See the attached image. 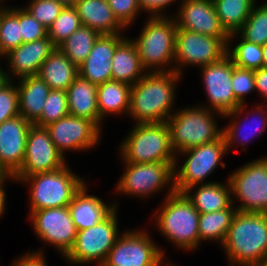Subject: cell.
Wrapping results in <instances>:
<instances>
[{
    "instance_id": "cell-1",
    "label": "cell",
    "mask_w": 267,
    "mask_h": 266,
    "mask_svg": "<svg viewBox=\"0 0 267 266\" xmlns=\"http://www.w3.org/2000/svg\"><path fill=\"white\" fill-rule=\"evenodd\" d=\"M181 75L176 71L147 72L132 87L128 115L134 123H161L176 111L175 90Z\"/></svg>"
},
{
    "instance_id": "cell-2",
    "label": "cell",
    "mask_w": 267,
    "mask_h": 266,
    "mask_svg": "<svg viewBox=\"0 0 267 266\" xmlns=\"http://www.w3.org/2000/svg\"><path fill=\"white\" fill-rule=\"evenodd\" d=\"M222 246L230 266H255L267 253V214L237 211Z\"/></svg>"
},
{
    "instance_id": "cell-3",
    "label": "cell",
    "mask_w": 267,
    "mask_h": 266,
    "mask_svg": "<svg viewBox=\"0 0 267 266\" xmlns=\"http://www.w3.org/2000/svg\"><path fill=\"white\" fill-rule=\"evenodd\" d=\"M164 200L155 212L157 230L178 249L197 250L200 213L184 193L168 190Z\"/></svg>"
},
{
    "instance_id": "cell-4",
    "label": "cell",
    "mask_w": 267,
    "mask_h": 266,
    "mask_svg": "<svg viewBox=\"0 0 267 266\" xmlns=\"http://www.w3.org/2000/svg\"><path fill=\"white\" fill-rule=\"evenodd\" d=\"M177 24L173 16H149L135 43L146 72L174 71Z\"/></svg>"
},
{
    "instance_id": "cell-5",
    "label": "cell",
    "mask_w": 267,
    "mask_h": 266,
    "mask_svg": "<svg viewBox=\"0 0 267 266\" xmlns=\"http://www.w3.org/2000/svg\"><path fill=\"white\" fill-rule=\"evenodd\" d=\"M13 181L30 184V212L46 208L69 206L74 196L86 184L84 179L71 171L68 164L60 169L36 173Z\"/></svg>"
},
{
    "instance_id": "cell-6",
    "label": "cell",
    "mask_w": 267,
    "mask_h": 266,
    "mask_svg": "<svg viewBox=\"0 0 267 266\" xmlns=\"http://www.w3.org/2000/svg\"><path fill=\"white\" fill-rule=\"evenodd\" d=\"M119 146L121 159L128 163L179 161L171 146L167 122L133 124Z\"/></svg>"
},
{
    "instance_id": "cell-7",
    "label": "cell",
    "mask_w": 267,
    "mask_h": 266,
    "mask_svg": "<svg viewBox=\"0 0 267 266\" xmlns=\"http://www.w3.org/2000/svg\"><path fill=\"white\" fill-rule=\"evenodd\" d=\"M216 115L223 117V114L208 110L201 105L176 110L167 119L171 146L176 155L189 148L221 138L223 128L217 126Z\"/></svg>"
},
{
    "instance_id": "cell-8",
    "label": "cell",
    "mask_w": 267,
    "mask_h": 266,
    "mask_svg": "<svg viewBox=\"0 0 267 266\" xmlns=\"http://www.w3.org/2000/svg\"><path fill=\"white\" fill-rule=\"evenodd\" d=\"M118 215V208H115L101 222L78 231L73 247L63 255L65 260L79 265L94 262L101 266L120 236Z\"/></svg>"
},
{
    "instance_id": "cell-9",
    "label": "cell",
    "mask_w": 267,
    "mask_h": 266,
    "mask_svg": "<svg viewBox=\"0 0 267 266\" xmlns=\"http://www.w3.org/2000/svg\"><path fill=\"white\" fill-rule=\"evenodd\" d=\"M232 201L239 212L267 214V156L245 163L230 173Z\"/></svg>"
},
{
    "instance_id": "cell-10",
    "label": "cell",
    "mask_w": 267,
    "mask_h": 266,
    "mask_svg": "<svg viewBox=\"0 0 267 266\" xmlns=\"http://www.w3.org/2000/svg\"><path fill=\"white\" fill-rule=\"evenodd\" d=\"M226 152V141L222 136L215 141L178 153L176 157L181 154L186 158L182 166L179 167L177 161L174 165L175 191L183 193L191 186L204 184V180L220 165Z\"/></svg>"
},
{
    "instance_id": "cell-11",
    "label": "cell",
    "mask_w": 267,
    "mask_h": 266,
    "mask_svg": "<svg viewBox=\"0 0 267 266\" xmlns=\"http://www.w3.org/2000/svg\"><path fill=\"white\" fill-rule=\"evenodd\" d=\"M125 171L116 184V192L123 195L148 198L154 193L174 187V165L176 162H153L134 164L122 161ZM164 188V189H163Z\"/></svg>"
},
{
    "instance_id": "cell-12",
    "label": "cell",
    "mask_w": 267,
    "mask_h": 266,
    "mask_svg": "<svg viewBox=\"0 0 267 266\" xmlns=\"http://www.w3.org/2000/svg\"><path fill=\"white\" fill-rule=\"evenodd\" d=\"M149 235L142 229L120 233L101 266H173L163 264L165 252Z\"/></svg>"
},
{
    "instance_id": "cell-13",
    "label": "cell",
    "mask_w": 267,
    "mask_h": 266,
    "mask_svg": "<svg viewBox=\"0 0 267 266\" xmlns=\"http://www.w3.org/2000/svg\"><path fill=\"white\" fill-rule=\"evenodd\" d=\"M227 55V44L218 37L177 28L174 71L183 75L185 65L203 67Z\"/></svg>"
},
{
    "instance_id": "cell-14",
    "label": "cell",
    "mask_w": 267,
    "mask_h": 266,
    "mask_svg": "<svg viewBox=\"0 0 267 266\" xmlns=\"http://www.w3.org/2000/svg\"><path fill=\"white\" fill-rule=\"evenodd\" d=\"M35 235L44 244L54 246L57 252L66 255L74 245L78 230L70 214L69 206L46 208L29 212Z\"/></svg>"
},
{
    "instance_id": "cell-15",
    "label": "cell",
    "mask_w": 267,
    "mask_h": 266,
    "mask_svg": "<svg viewBox=\"0 0 267 266\" xmlns=\"http://www.w3.org/2000/svg\"><path fill=\"white\" fill-rule=\"evenodd\" d=\"M67 163L57 150L45 127L32 125L29 128L23 165L12 178L27 176L60 169Z\"/></svg>"
},
{
    "instance_id": "cell-16",
    "label": "cell",
    "mask_w": 267,
    "mask_h": 266,
    "mask_svg": "<svg viewBox=\"0 0 267 266\" xmlns=\"http://www.w3.org/2000/svg\"><path fill=\"white\" fill-rule=\"evenodd\" d=\"M57 150L65 157L68 151H87L100 141L101 129L91 120L66 115L45 127Z\"/></svg>"
},
{
    "instance_id": "cell-17",
    "label": "cell",
    "mask_w": 267,
    "mask_h": 266,
    "mask_svg": "<svg viewBox=\"0 0 267 266\" xmlns=\"http://www.w3.org/2000/svg\"><path fill=\"white\" fill-rule=\"evenodd\" d=\"M200 69L203 89L208 99L207 104L201 105L202 107L224 115L241 105L232 90V60L228 55Z\"/></svg>"
},
{
    "instance_id": "cell-18",
    "label": "cell",
    "mask_w": 267,
    "mask_h": 266,
    "mask_svg": "<svg viewBox=\"0 0 267 266\" xmlns=\"http://www.w3.org/2000/svg\"><path fill=\"white\" fill-rule=\"evenodd\" d=\"M173 17L181 29L218 37L226 44L229 41V34L222 27L212 0H182Z\"/></svg>"
},
{
    "instance_id": "cell-19",
    "label": "cell",
    "mask_w": 267,
    "mask_h": 266,
    "mask_svg": "<svg viewBox=\"0 0 267 266\" xmlns=\"http://www.w3.org/2000/svg\"><path fill=\"white\" fill-rule=\"evenodd\" d=\"M33 124L15 116L0 124V167L13 177L22 167L29 128Z\"/></svg>"
},
{
    "instance_id": "cell-20",
    "label": "cell",
    "mask_w": 267,
    "mask_h": 266,
    "mask_svg": "<svg viewBox=\"0 0 267 266\" xmlns=\"http://www.w3.org/2000/svg\"><path fill=\"white\" fill-rule=\"evenodd\" d=\"M122 35H100L89 56L78 66L79 75L97 86L112 80L111 60L116 47L126 38Z\"/></svg>"
},
{
    "instance_id": "cell-21",
    "label": "cell",
    "mask_w": 267,
    "mask_h": 266,
    "mask_svg": "<svg viewBox=\"0 0 267 266\" xmlns=\"http://www.w3.org/2000/svg\"><path fill=\"white\" fill-rule=\"evenodd\" d=\"M55 49L56 46L47 36L37 41L23 43L19 47L8 51L2 58H6V62L8 61L10 80L37 75L42 63ZM12 75L17 77L14 78Z\"/></svg>"
},
{
    "instance_id": "cell-22",
    "label": "cell",
    "mask_w": 267,
    "mask_h": 266,
    "mask_svg": "<svg viewBox=\"0 0 267 266\" xmlns=\"http://www.w3.org/2000/svg\"><path fill=\"white\" fill-rule=\"evenodd\" d=\"M245 107H246V104H242L238 106L232 112H229L223 115V117H226L228 119L230 117L229 125H226V127L223 128V136L226 141L227 151H229L230 148H232L235 144H237V141H239V143L241 141L240 145L246 148L245 144H247L249 140H251L255 135L256 137L261 136V134H263L262 132H264L266 130L265 128H267V111L265 110L267 109V106L265 108L264 106H261V104H258L255 106V108H253V110H250L252 113H254L251 115L252 120L250 119L252 124L249 122V119L247 120V123H246V120L242 121V119L245 118V117H242V114L244 115V112L246 110ZM256 114L258 115V119H256L257 118ZM253 115H256V118ZM240 116L242 119H240ZM231 117L233 121L231 120ZM243 122H245L244 123V125H246L245 127H248L249 130L251 129L250 131L248 130L249 132L247 131L245 133V128H244V131L242 130L244 127V125H242ZM255 122L257 123V125H255L256 124ZM251 125L252 126L255 125L256 127L255 126L252 127Z\"/></svg>"
},
{
    "instance_id": "cell-23",
    "label": "cell",
    "mask_w": 267,
    "mask_h": 266,
    "mask_svg": "<svg viewBox=\"0 0 267 266\" xmlns=\"http://www.w3.org/2000/svg\"><path fill=\"white\" fill-rule=\"evenodd\" d=\"M85 184L69 204L70 214L78 231L90 228L105 219L115 208L117 202L107 204L96 195H89Z\"/></svg>"
},
{
    "instance_id": "cell-24",
    "label": "cell",
    "mask_w": 267,
    "mask_h": 266,
    "mask_svg": "<svg viewBox=\"0 0 267 266\" xmlns=\"http://www.w3.org/2000/svg\"><path fill=\"white\" fill-rule=\"evenodd\" d=\"M74 7L81 24L100 35L120 34L126 30L117 20L107 0H79Z\"/></svg>"
},
{
    "instance_id": "cell-25",
    "label": "cell",
    "mask_w": 267,
    "mask_h": 266,
    "mask_svg": "<svg viewBox=\"0 0 267 266\" xmlns=\"http://www.w3.org/2000/svg\"><path fill=\"white\" fill-rule=\"evenodd\" d=\"M97 89L96 84L78 75L68 87L66 94L69 114L89 119L102 130L101 123L104 121L100 118L98 110Z\"/></svg>"
},
{
    "instance_id": "cell-26",
    "label": "cell",
    "mask_w": 267,
    "mask_h": 266,
    "mask_svg": "<svg viewBox=\"0 0 267 266\" xmlns=\"http://www.w3.org/2000/svg\"><path fill=\"white\" fill-rule=\"evenodd\" d=\"M226 183L223 184L212 181L200 184V186L194 185L187 188L183 193L199 213L236 208L233 206L235 204H233L232 201V191L229 180H226Z\"/></svg>"
},
{
    "instance_id": "cell-27",
    "label": "cell",
    "mask_w": 267,
    "mask_h": 266,
    "mask_svg": "<svg viewBox=\"0 0 267 266\" xmlns=\"http://www.w3.org/2000/svg\"><path fill=\"white\" fill-rule=\"evenodd\" d=\"M17 81L19 115L34 124L42 115L51 89L38 75L22 77Z\"/></svg>"
},
{
    "instance_id": "cell-28",
    "label": "cell",
    "mask_w": 267,
    "mask_h": 266,
    "mask_svg": "<svg viewBox=\"0 0 267 266\" xmlns=\"http://www.w3.org/2000/svg\"><path fill=\"white\" fill-rule=\"evenodd\" d=\"M112 80L133 86L147 72L141 64L137 47L131 38H125L117 47L111 60Z\"/></svg>"
},
{
    "instance_id": "cell-29",
    "label": "cell",
    "mask_w": 267,
    "mask_h": 266,
    "mask_svg": "<svg viewBox=\"0 0 267 266\" xmlns=\"http://www.w3.org/2000/svg\"><path fill=\"white\" fill-rule=\"evenodd\" d=\"M37 75L48 84L51 90L67 91L79 73L78 66L56 47L42 63Z\"/></svg>"
},
{
    "instance_id": "cell-30",
    "label": "cell",
    "mask_w": 267,
    "mask_h": 266,
    "mask_svg": "<svg viewBox=\"0 0 267 266\" xmlns=\"http://www.w3.org/2000/svg\"><path fill=\"white\" fill-rule=\"evenodd\" d=\"M131 85L116 80L106 81L98 85L97 104L100 118L104 121L105 116L126 112L130 108Z\"/></svg>"
},
{
    "instance_id": "cell-31",
    "label": "cell",
    "mask_w": 267,
    "mask_h": 266,
    "mask_svg": "<svg viewBox=\"0 0 267 266\" xmlns=\"http://www.w3.org/2000/svg\"><path fill=\"white\" fill-rule=\"evenodd\" d=\"M222 27L228 34L237 33L249 17L256 0H212Z\"/></svg>"
},
{
    "instance_id": "cell-32",
    "label": "cell",
    "mask_w": 267,
    "mask_h": 266,
    "mask_svg": "<svg viewBox=\"0 0 267 266\" xmlns=\"http://www.w3.org/2000/svg\"><path fill=\"white\" fill-rule=\"evenodd\" d=\"M236 208H226L216 212L200 213L198 221L199 245L204 241L219 242L222 246Z\"/></svg>"
},
{
    "instance_id": "cell-33",
    "label": "cell",
    "mask_w": 267,
    "mask_h": 266,
    "mask_svg": "<svg viewBox=\"0 0 267 266\" xmlns=\"http://www.w3.org/2000/svg\"><path fill=\"white\" fill-rule=\"evenodd\" d=\"M100 34L81 25L62 44L58 46L65 56L79 66L88 56Z\"/></svg>"
},
{
    "instance_id": "cell-34",
    "label": "cell",
    "mask_w": 267,
    "mask_h": 266,
    "mask_svg": "<svg viewBox=\"0 0 267 266\" xmlns=\"http://www.w3.org/2000/svg\"><path fill=\"white\" fill-rule=\"evenodd\" d=\"M238 33L229 34V41L227 43V55L231 58L236 67L243 69L257 70L263 67V52L262 45L251 43L239 37L240 41L234 48L232 39H235Z\"/></svg>"
},
{
    "instance_id": "cell-35",
    "label": "cell",
    "mask_w": 267,
    "mask_h": 266,
    "mask_svg": "<svg viewBox=\"0 0 267 266\" xmlns=\"http://www.w3.org/2000/svg\"><path fill=\"white\" fill-rule=\"evenodd\" d=\"M23 44L19 24V8L2 7L0 21V58Z\"/></svg>"
},
{
    "instance_id": "cell-36",
    "label": "cell",
    "mask_w": 267,
    "mask_h": 266,
    "mask_svg": "<svg viewBox=\"0 0 267 266\" xmlns=\"http://www.w3.org/2000/svg\"><path fill=\"white\" fill-rule=\"evenodd\" d=\"M248 42L265 45L267 43V2L253 7L242 28L237 32Z\"/></svg>"
},
{
    "instance_id": "cell-37",
    "label": "cell",
    "mask_w": 267,
    "mask_h": 266,
    "mask_svg": "<svg viewBox=\"0 0 267 266\" xmlns=\"http://www.w3.org/2000/svg\"><path fill=\"white\" fill-rule=\"evenodd\" d=\"M81 25L76 8L74 6H64L53 24L47 29L48 37L58 47Z\"/></svg>"
},
{
    "instance_id": "cell-38",
    "label": "cell",
    "mask_w": 267,
    "mask_h": 266,
    "mask_svg": "<svg viewBox=\"0 0 267 266\" xmlns=\"http://www.w3.org/2000/svg\"><path fill=\"white\" fill-rule=\"evenodd\" d=\"M69 114L68 101L66 91L50 90L47 99L44 102L41 117L34 123L39 127L56 122L60 118Z\"/></svg>"
},
{
    "instance_id": "cell-39",
    "label": "cell",
    "mask_w": 267,
    "mask_h": 266,
    "mask_svg": "<svg viewBox=\"0 0 267 266\" xmlns=\"http://www.w3.org/2000/svg\"><path fill=\"white\" fill-rule=\"evenodd\" d=\"M28 3L24 8L47 29L64 8V5L56 0H30Z\"/></svg>"
},
{
    "instance_id": "cell-40",
    "label": "cell",
    "mask_w": 267,
    "mask_h": 266,
    "mask_svg": "<svg viewBox=\"0 0 267 266\" xmlns=\"http://www.w3.org/2000/svg\"><path fill=\"white\" fill-rule=\"evenodd\" d=\"M232 90L235 99L242 105L245 97L255 89V70L236 67L232 62Z\"/></svg>"
},
{
    "instance_id": "cell-41",
    "label": "cell",
    "mask_w": 267,
    "mask_h": 266,
    "mask_svg": "<svg viewBox=\"0 0 267 266\" xmlns=\"http://www.w3.org/2000/svg\"><path fill=\"white\" fill-rule=\"evenodd\" d=\"M19 24L23 43L37 41L48 36V30L24 7H19Z\"/></svg>"
},
{
    "instance_id": "cell-42",
    "label": "cell",
    "mask_w": 267,
    "mask_h": 266,
    "mask_svg": "<svg viewBox=\"0 0 267 266\" xmlns=\"http://www.w3.org/2000/svg\"><path fill=\"white\" fill-rule=\"evenodd\" d=\"M117 20L125 27L130 25L143 12L138 0H107Z\"/></svg>"
},
{
    "instance_id": "cell-43",
    "label": "cell",
    "mask_w": 267,
    "mask_h": 266,
    "mask_svg": "<svg viewBox=\"0 0 267 266\" xmlns=\"http://www.w3.org/2000/svg\"><path fill=\"white\" fill-rule=\"evenodd\" d=\"M12 82L0 89V124L19 115L18 91Z\"/></svg>"
},
{
    "instance_id": "cell-44",
    "label": "cell",
    "mask_w": 267,
    "mask_h": 266,
    "mask_svg": "<svg viewBox=\"0 0 267 266\" xmlns=\"http://www.w3.org/2000/svg\"><path fill=\"white\" fill-rule=\"evenodd\" d=\"M177 0H138L143 12H148L150 16H167L165 9ZM163 11V12H162Z\"/></svg>"
},
{
    "instance_id": "cell-45",
    "label": "cell",
    "mask_w": 267,
    "mask_h": 266,
    "mask_svg": "<svg viewBox=\"0 0 267 266\" xmlns=\"http://www.w3.org/2000/svg\"><path fill=\"white\" fill-rule=\"evenodd\" d=\"M44 257L45 255L42 249L34 252L32 250V252L29 251L19 258L17 257L12 266H44L46 262V258Z\"/></svg>"
},
{
    "instance_id": "cell-46",
    "label": "cell",
    "mask_w": 267,
    "mask_h": 266,
    "mask_svg": "<svg viewBox=\"0 0 267 266\" xmlns=\"http://www.w3.org/2000/svg\"><path fill=\"white\" fill-rule=\"evenodd\" d=\"M255 89L258 95L267 101V68L261 67L255 70Z\"/></svg>"
},
{
    "instance_id": "cell-47",
    "label": "cell",
    "mask_w": 267,
    "mask_h": 266,
    "mask_svg": "<svg viewBox=\"0 0 267 266\" xmlns=\"http://www.w3.org/2000/svg\"><path fill=\"white\" fill-rule=\"evenodd\" d=\"M4 182L6 184L7 181L6 180L0 181V217L5 213L4 212L6 210L5 208H7V207H5L7 201H5L6 200V191L4 189V187H5Z\"/></svg>"
},
{
    "instance_id": "cell-48",
    "label": "cell",
    "mask_w": 267,
    "mask_h": 266,
    "mask_svg": "<svg viewBox=\"0 0 267 266\" xmlns=\"http://www.w3.org/2000/svg\"><path fill=\"white\" fill-rule=\"evenodd\" d=\"M2 69L3 68L0 65V89L3 88L5 85H7L11 81L7 71H4Z\"/></svg>"
},
{
    "instance_id": "cell-49",
    "label": "cell",
    "mask_w": 267,
    "mask_h": 266,
    "mask_svg": "<svg viewBox=\"0 0 267 266\" xmlns=\"http://www.w3.org/2000/svg\"><path fill=\"white\" fill-rule=\"evenodd\" d=\"M263 52V67L267 68V43L262 45Z\"/></svg>"
},
{
    "instance_id": "cell-50",
    "label": "cell",
    "mask_w": 267,
    "mask_h": 266,
    "mask_svg": "<svg viewBox=\"0 0 267 266\" xmlns=\"http://www.w3.org/2000/svg\"><path fill=\"white\" fill-rule=\"evenodd\" d=\"M61 2L64 6H74L79 0H56Z\"/></svg>"
},
{
    "instance_id": "cell-51",
    "label": "cell",
    "mask_w": 267,
    "mask_h": 266,
    "mask_svg": "<svg viewBox=\"0 0 267 266\" xmlns=\"http://www.w3.org/2000/svg\"><path fill=\"white\" fill-rule=\"evenodd\" d=\"M8 179V180H7ZM2 180H7V181H11V180H13V178L12 177H9L3 170H2V168L0 167V181H2Z\"/></svg>"
},
{
    "instance_id": "cell-52",
    "label": "cell",
    "mask_w": 267,
    "mask_h": 266,
    "mask_svg": "<svg viewBox=\"0 0 267 266\" xmlns=\"http://www.w3.org/2000/svg\"><path fill=\"white\" fill-rule=\"evenodd\" d=\"M255 266H267V253L259 260Z\"/></svg>"
},
{
    "instance_id": "cell-53",
    "label": "cell",
    "mask_w": 267,
    "mask_h": 266,
    "mask_svg": "<svg viewBox=\"0 0 267 266\" xmlns=\"http://www.w3.org/2000/svg\"><path fill=\"white\" fill-rule=\"evenodd\" d=\"M1 4V3H0ZM0 21H1V5H0Z\"/></svg>"
}]
</instances>
